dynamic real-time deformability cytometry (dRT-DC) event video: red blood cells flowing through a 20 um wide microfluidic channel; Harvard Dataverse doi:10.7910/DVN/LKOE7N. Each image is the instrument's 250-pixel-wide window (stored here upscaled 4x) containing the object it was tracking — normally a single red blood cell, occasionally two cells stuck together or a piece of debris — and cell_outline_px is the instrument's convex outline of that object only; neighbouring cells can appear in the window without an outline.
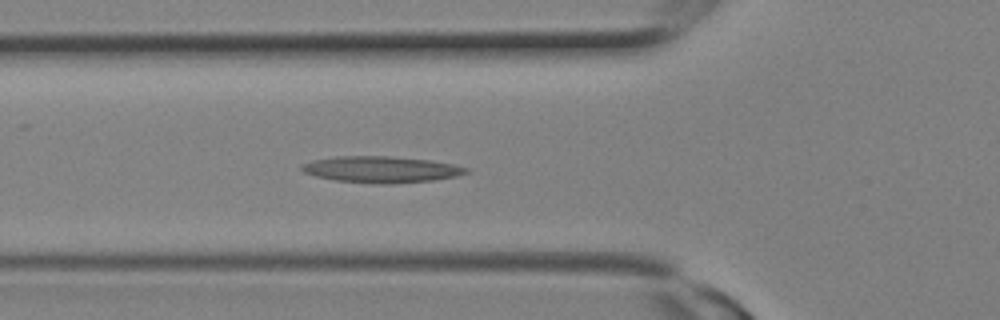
{"species": "Egyptian fruit bat (a non-hibernating species)", "species_latin": "Rousettus aegyptiacus", "temperature_condition": "room temperature", "stored_images_in_passage": 9, "camera_frame_rate_fps": 3000, "um_per_image_px": 0.085, "animal": {"sex": "female"}, "frame": {"image": 1, "passage_image": 9, "time_ms": 2.667, "image_size_px": [1000, 320], "cell_outline_px": [[468, 172], [456, 176], [432, 180], [392, 184], [372, 184], [336, 180], [316, 176], [304, 172], [300, 168], [304, 164], [312, 160], [336, 156], [388, 156], [432, 160], [452, 164], [468, 168]], "centroid_in_image_um": [32.4, 14.4], "position_along_channel_um": 93.4, "area_um2": 25.2}}